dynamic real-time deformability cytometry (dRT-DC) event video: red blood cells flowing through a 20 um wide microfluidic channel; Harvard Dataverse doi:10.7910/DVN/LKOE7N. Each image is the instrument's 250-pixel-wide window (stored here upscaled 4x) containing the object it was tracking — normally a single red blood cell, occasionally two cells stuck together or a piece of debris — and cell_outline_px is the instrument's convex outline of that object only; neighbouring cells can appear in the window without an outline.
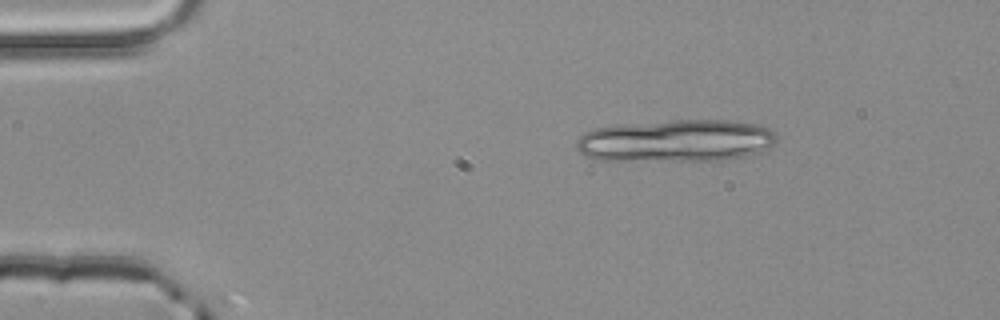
{"species": "common noctule bat (a hibernating species)", "species_latin": "Nyctalus noctula", "temperature_condition": "room temperature", "stored_images_in_passage": 3, "segment_of_instrument_passage": [1, 2], "camera_frame_rate_fps": 3000, "um_per_image_px": 0.085, "animal": {"sex": "male", "body_mass_g": 20.4}, "frame": {"image": 1, "passage_image": 1, "time_ms": 0.0, "image_size_px": [1000, 320], "cell_outline_px": [[776, 140], [768, 148], [760, 152], [744, 156], [724, 160], [592, 160], [584, 156], [576, 148], [576, 140], [584, 132], [592, 128], [616, 124], [676, 120], [728, 120], [756, 124], [772, 128], [776, 132]], "centroid_in_image_um": [57.42, 11.95], "position_along_channel_um": 27.6, "area_um2": 49.94}}